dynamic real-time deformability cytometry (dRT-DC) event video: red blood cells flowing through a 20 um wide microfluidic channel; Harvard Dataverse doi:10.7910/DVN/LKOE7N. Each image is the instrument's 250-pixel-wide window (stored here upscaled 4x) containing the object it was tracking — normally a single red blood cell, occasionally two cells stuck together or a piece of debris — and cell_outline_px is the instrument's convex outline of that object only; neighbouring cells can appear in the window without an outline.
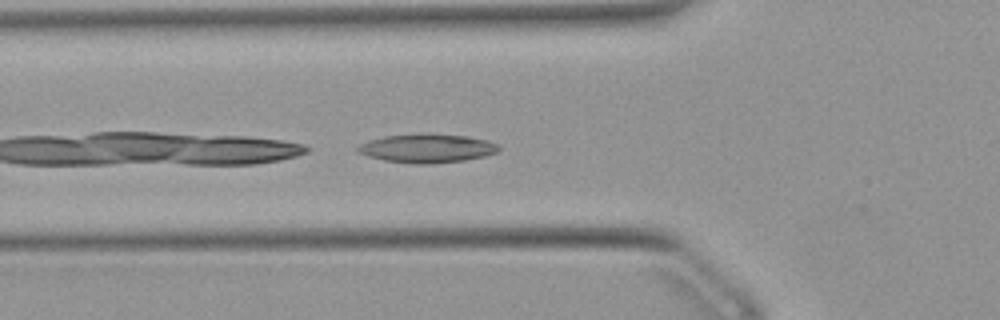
{"species": "Egyptian fruit bat (a non-hibernating species)", "species_latin": "Rousettus aegyptiacus", "temperature_condition": "warm", "stored_images_in_passage": 29, "camera_frame_rate_fps": 3000, "um_per_image_px": 0.085, "animal": {"sex": "female"}, "frame": {"image": 1, "passage_image": 3, "time_ms": 0.667, "image_size_px": [1000, 320], "cell_outline_px": [[500, 148], [496, 152], [484, 156], [464, 160], [432, 164], [416, 164], [384, 160], [368, 156], [356, 152], [356, 148], [360, 144], [368, 140], [384, 136], [468, 136], [488, 140], [500, 144]], "centroid_in_image_um": [36.3, 12.64], "position_along_channel_um": 89.5, "area_um2": 22.83}}
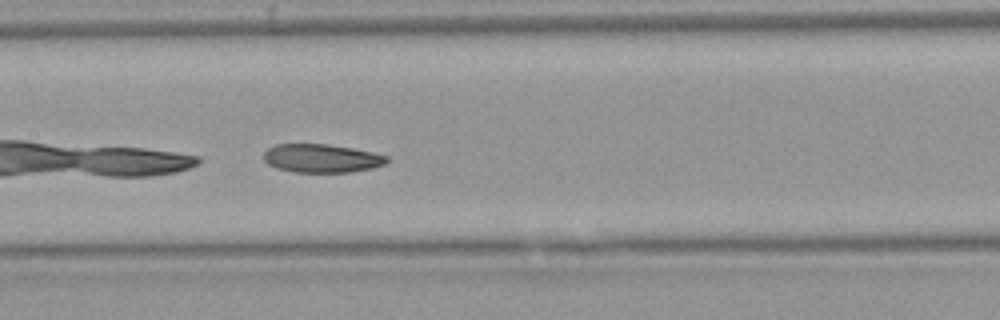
{"frame": {"image": 2, "passage_image": 10, "time_ms": 3.0, "image_size_px": [1000, 320], "cell_outline_px": [[388, 160], [384, 164], [372, 168], [348, 172], [296, 172], [276, 168], [268, 164], [264, 160], [264, 152], [268, 148], [276, 144], [328, 144], [352, 148], [372, 152], [388, 156]], "centroid_in_image_um": [27.32, 13.45], "position_along_channel_um": 180.1, "area_um2": 20.35}}
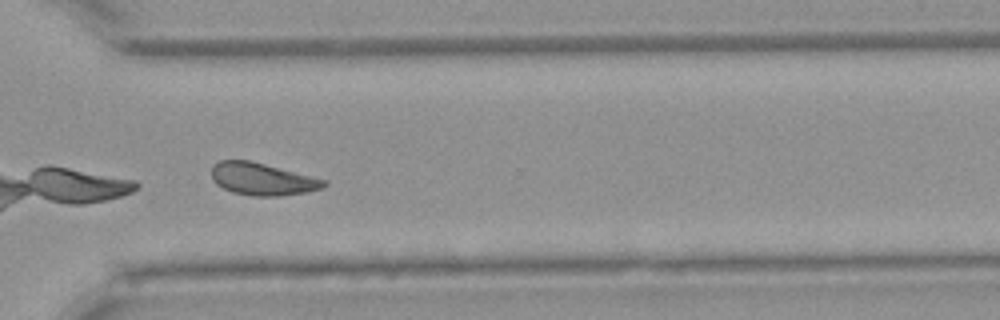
{"frame": {"image": 3, "passage_image": 23, "time_ms": 7.333, "image_size_px": [1000, 320], "cell_outline_px": [[328, 184], [320, 188], [304, 192], [280, 196], [252, 196], [232, 192], [216, 184], [212, 180], [212, 164], [220, 160], [248, 160], [328, 180]], "centroid_in_image_um": [22.27, 15.22], "position_along_channel_um": 348.3, "area_um2": 21.04}, "authors_computed_cell_mechanics": {"area_um2": 21.386, "velocity_mm_per_s": 3.8771, "shape_relaxation_time_tau1_ms": 6.1303, "shape_relaxation_time_tau2_ms": null, "deformation_change_tau1": 0.142, "deformation_change_tau2": null}}